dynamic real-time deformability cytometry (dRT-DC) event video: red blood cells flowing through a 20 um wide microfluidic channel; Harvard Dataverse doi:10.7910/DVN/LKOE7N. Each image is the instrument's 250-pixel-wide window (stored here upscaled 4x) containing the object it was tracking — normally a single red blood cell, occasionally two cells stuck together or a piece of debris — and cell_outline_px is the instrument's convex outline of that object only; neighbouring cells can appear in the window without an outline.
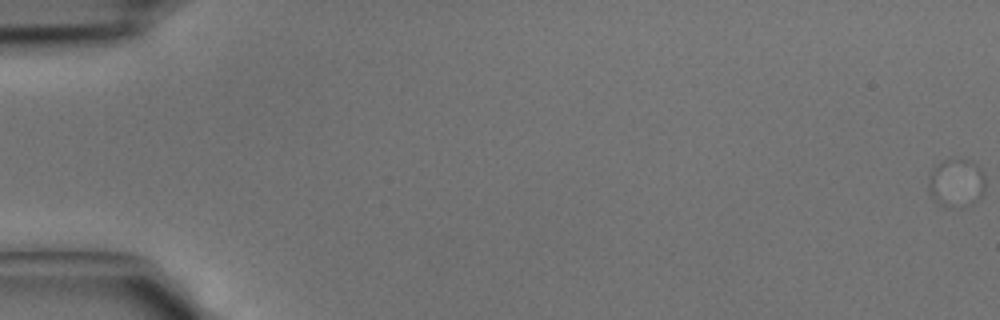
{"species": "common noctule bat (a hibernating species)", "species_latin": "Nyctalus noctula", "temperature_condition": "cold", "stored_images_in_passage": 13, "camera_frame_rate_fps": 3000, "um_per_image_px": 0.085, "animal": {"sex": "male", "body_mass_g": 15.6}, "frame": {"image": 1, "passage_image": 1, "time_ms": 0.0, "image_size_px": [1000, 320], "cell_outline_px": [[984, 192], [976, 200], [964, 208], [948, 208], [940, 204], [932, 196], [928, 188], [928, 180], [932, 172], [944, 160], [972, 160], [984, 172]], "centroid_in_image_um": [81.32, 15.58], "position_along_channel_um": 3.7, "area_um2": 15.84}}